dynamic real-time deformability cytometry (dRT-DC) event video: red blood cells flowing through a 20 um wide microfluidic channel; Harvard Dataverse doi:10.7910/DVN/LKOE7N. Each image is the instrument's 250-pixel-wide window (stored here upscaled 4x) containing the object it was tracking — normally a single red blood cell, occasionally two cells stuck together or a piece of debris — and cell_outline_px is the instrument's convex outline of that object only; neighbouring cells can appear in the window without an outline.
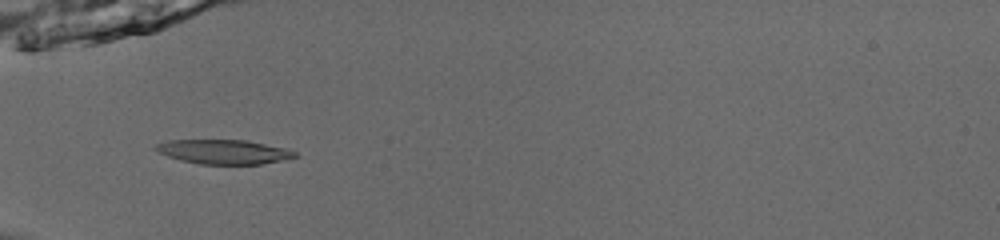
{"species": "common noctule bat (a hibernating species)", "species_latin": "Nyctalus noctula", "temperature_condition": "room temperature", "stored_images_in_passage": 54, "camera_frame_rate_fps": 3000, "um_per_image_px": 0.085, "animal": {"sex": "male", "body_mass_g": 13.0, "forearm_length_mm": 53.1}, "frame": {"image": 1, "passage_image": 20, "time_ms": 6.333, "image_size_px": [1000, 240], "cell_outline_px": [[300, 156], [264, 164], [200, 164], [180, 160], [168, 156], [152, 148], [156, 144], [168, 140], [248, 140], [288, 148], [296, 152]], "centroid_in_image_um": [19.07, 12.9], "position_along_channel_um": 65.9, "area_um2": 19.94}}
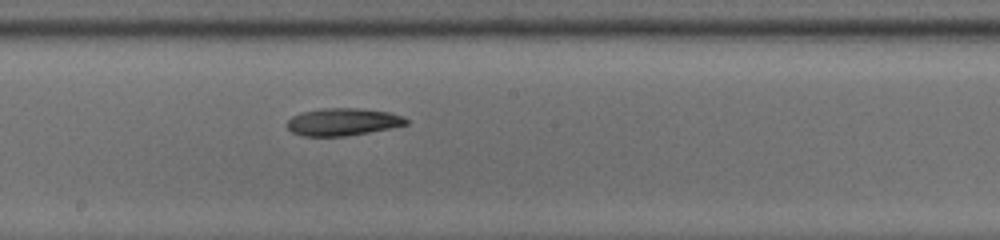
{"frame": {"image": 2, "passage_image": 32, "time_ms": 10.333, "image_size_px": [1000, 240], "cell_outline_px": [[408, 124], [368, 132], [344, 136], [304, 136], [292, 132], [288, 128], [288, 120], [292, 116], [304, 112], [320, 108], [360, 108], [388, 112], [404, 116], [408, 120]], "centroid_in_image_um": [29.15, 10.35], "position_along_channel_um": 219.1, "area_um2": 18.84}}
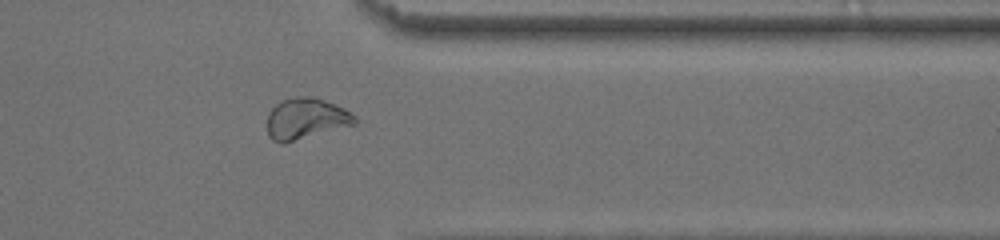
{"frame": {"image": 3, "passage_image": 45, "time_ms": 14.667, "image_size_px": [1000, 240], "cell_outline_px": [[356, 124], [284, 144], [280, 144], [272, 140], [268, 136], [268, 112], [280, 100], [296, 96], [312, 96], [324, 100], [344, 108], [356, 116]], "centroid_in_image_um": [25.98, 10.09], "position_along_channel_um": 385.4, "area_um2": 21.21}, "authors_computed_cell_mechanics": {"area_um2": 19.8254, "velocity_mm_per_s": 3.8976, "shape_relaxation_time_tau1_ms": 7.9354, "shape_relaxation_time_tau2_ms": null, "deformation_change_tau1": 0.1749, "deformation_change_tau2": null}}